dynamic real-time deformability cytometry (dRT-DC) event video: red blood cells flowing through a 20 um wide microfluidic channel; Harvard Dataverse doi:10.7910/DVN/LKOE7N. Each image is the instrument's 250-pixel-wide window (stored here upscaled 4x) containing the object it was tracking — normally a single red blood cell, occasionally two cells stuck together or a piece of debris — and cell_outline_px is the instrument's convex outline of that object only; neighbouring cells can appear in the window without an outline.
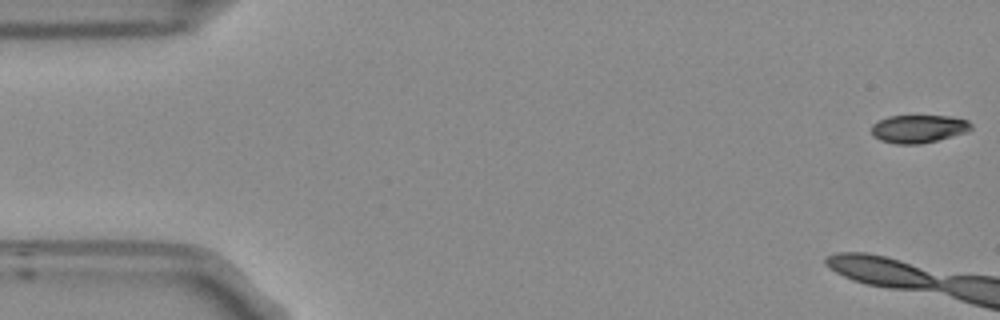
{"species": "Egyptian fruit bat (a non-hibernating species)", "species_latin": "Rousettus aegyptiacus", "temperature_condition": "room temperature", "stored_images_in_passage": 9, "camera_frame_rate_fps": 3000, "um_per_image_px": 0.085, "frame": {"image": 1, "passage_image": 1, "time_ms": 0.0, "image_size_px": [1000, 320], "cell_outline_px": [[972, 128], [964, 132], [936, 140], [920, 144], [896, 144], [880, 140], [872, 136], [872, 124], [876, 120], [888, 116], [948, 116], [968, 120], [972, 124]], "centroid_in_image_um": [78.01, 10.94], "position_along_channel_um": 7.0, "area_um2": 16.18}}